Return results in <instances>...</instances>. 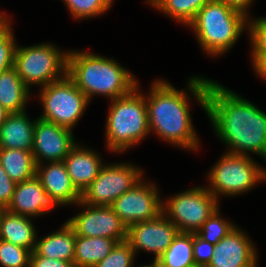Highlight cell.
Listing matches in <instances>:
<instances>
[{"label":"cell","instance_id":"1","mask_svg":"<svg viewBox=\"0 0 266 267\" xmlns=\"http://www.w3.org/2000/svg\"><path fill=\"white\" fill-rule=\"evenodd\" d=\"M206 115L225 152L256 154L266 161V112L235 91L209 79Z\"/></svg>","mask_w":266,"mask_h":267},{"label":"cell","instance_id":"2","mask_svg":"<svg viewBox=\"0 0 266 267\" xmlns=\"http://www.w3.org/2000/svg\"><path fill=\"white\" fill-rule=\"evenodd\" d=\"M208 81L201 75L192 76L187 90H179L165 79L152 81L145 94L150 133L176 148L198 151L201 144L190 113L189 94L206 111Z\"/></svg>","mask_w":266,"mask_h":267},{"label":"cell","instance_id":"3","mask_svg":"<svg viewBox=\"0 0 266 267\" xmlns=\"http://www.w3.org/2000/svg\"><path fill=\"white\" fill-rule=\"evenodd\" d=\"M67 75L90 102L96 95L109 100L126 96L138 84L136 76L113 57L87 50H69Z\"/></svg>","mask_w":266,"mask_h":267},{"label":"cell","instance_id":"4","mask_svg":"<svg viewBox=\"0 0 266 267\" xmlns=\"http://www.w3.org/2000/svg\"><path fill=\"white\" fill-rule=\"evenodd\" d=\"M248 17L220 0L208 1L187 26L202 51L216 58L227 54L247 31Z\"/></svg>","mask_w":266,"mask_h":267},{"label":"cell","instance_id":"5","mask_svg":"<svg viewBox=\"0 0 266 267\" xmlns=\"http://www.w3.org/2000/svg\"><path fill=\"white\" fill-rule=\"evenodd\" d=\"M139 85L126 96L109 100L105 146L113 154L125 153L150 135L146 97Z\"/></svg>","mask_w":266,"mask_h":267},{"label":"cell","instance_id":"6","mask_svg":"<svg viewBox=\"0 0 266 267\" xmlns=\"http://www.w3.org/2000/svg\"><path fill=\"white\" fill-rule=\"evenodd\" d=\"M206 174V187L219 201L222 196L235 197L248 193L266 181V168L257 163L252 155L225 151Z\"/></svg>","mask_w":266,"mask_h":267},{"label":"cell","instance_id":"7","mask_svg":"<svg viewBox=\"0 0 266 267\" xmlns=\"http://www.w3.org/2000/svg\"><path fill=\"white\" fill-rule=\"evenodd\" d=\"M69 50L43 42L29 46L16 45L14 67L26 87H45L67 75ZM35 85V86H34Z\"/></svg>","mask_w":266,"mask_h":267},{"label":"cell","instance_id":"8","mask_svg":"<svg viewBox=\"0 0 266 267\" xmlns=\"http://www.w3.org/2000/svg\"><path fill=\"white\" fill-rule=\"evenodd\" d=\"M38 92V101L43 109L38 117L72 131L91 103L68 75L40 88Z\"/></svg>","mask_w":266,"mask_h":267},{"label":"cell","instance_id":"9","mask_svg":"<svg viewBox=\"0 0 266 267\" xmlns=\"http://www.w3.org/2000/svg\"><path fill=\"white\" fill-rule=\"evenodd\" d=\"M219 202L205 185H199L163 198L162 213L176 225L179 232L196 233L220 209Z\"/></svg>","mask_w":266,"mask_h":267},{"label":"cell","instance_id":"10","mask_svg":"<svg viewBox=\"0 0 266 267\" xmlns=\"http://www.w3.org/2000/svg\"><path fill=\"white\" fill-rule=\"evenodd\" d=\"M143 168L131 162H109L81 193L80 201L87 205L112 206L122 194L144 178Z\"/></svg>","mask_w":266,"mask_h":267},{"label":"cell","instance_id":"11","mask_svg":"<svg viewBox=\"0 0 266 267\" xmlns=\"http://www.w3.org/2000/svg\"><path fill=\"white\" fill-rule=\"evenodd\" d=\"M145 177L112 204L115 213L128 228L155 219L162 214L163 200L158 186ZM161 195V196H160Z\"/></svg>","mask_w":266,"mask_h":267},{"label":"cell","instance_id":"12","mask_svg":"<svg viewBox=\"0 0 266 267\" xmlns=\"http://www.w3.org/2000/svg\"><path fill=\"white\" fill-rule=\"evenodd\" d=\"M75 206L81 211L66 221L74 229L76 235L105 237L118 242L127 240L128 228L111 206L87 205L81 201Z\"/></svg>","mask_w":266,"mask_h":267},{"label":"cell","instance_id":"13","mask_svg":"<svg viewBox=\"0 0 266 267\" xmlns=\"http://www.w3.org/2000/svg\"><path fill=\"white\" fill-rule=\"evenodd\" d=\"M178 233L176 225L162 213L155 219L130 225L127 230V241L135 254L140 251L148 252L153 254V260H157Z\"/></svg>","mask_w":266,"mask_h":267},{"label":"cell","instance_id":"14","mask_svg":"<svg viewBox=\"0 0 266 267\" xmlns=\"http://www.w3.org/2000/svg\"><path fill=\"white\" fill-rule=\"evenodd\" d=\"M33 157L36 164L62 162L77 144L72 130L36 117Z\"/></svg>","mask_w":266,"mask_h":267},{"label":"cell","instance_id":"15","mask_svg":"<svg viewBox=\"0 0 266 267\" xmlns=\"http://www.w3.org/2000/svg\"><path fill=\"white\" fill-rule=\"evenodd\" d=\"M247 234L236 225L215 245L206 267H258V250Z\"/></svg>","mask_w":266,"mask_h":267},{"label":"cell","instance_id":"16","mask_svg":"<svg viewBox=\"0 0 266 267\" xmlns=\"http://www.w3.org/2000/svg\"><path fill=\"white\" fill-rule=\"evenodd\" d=\"M62 207L34 177L16 184L11 202L6 210L14 214L38 218Z\"/></svg>","mask_w":266,"mask_h":267},{"label":"cell","instance_id":"17","mask_svg":"<svg viewBox=\"0 0 266 267\" xmlns=\"http://www.w3.org/2000/svg\"><path fill=\"white\" fill-rule=\"evenodd\" d=\"M36 176L41 181L45 191L62 207L75 206L80 201L81 193L71 182L63 161L36 164Z\"/></svg>","mask_w":266,"mask_h":267},{"label":"cell","instance_id":"18","mask_svg":"<svg viewBox=\"0 0 266 267\" xmlns=\"http://www.w3.org/2000/svg\"><path fill=\"white\" fill-rule=\"evenodd\" d=\"M87 147L77 142L63 161L71 182L80 193L92 183L105 165L102 155Z\"/></svg>","mask_w":266,"mask_h":267},{"label":"cell","instance_id":"19","mask_svg":"<svg viewBox=\"0 0 266 267\" xmlns=\"http://www.w3.org/2000/svg\"><path fill=\"white\" fill-rule=\"evenodd\" d=\"M27 111L9 113L0 126V148L33 151L36 118H29Z\"/></svg>","mask_w":266,"mask_h":267},{"label":"cell","instance_id":"20","mask_svg":"<svg viewBox=\"0 0 266 267\" xmlns=\"http://www.w3.org/2000/svg\"><path fill=\"white\" fill-rule=\"evenodd\" d=\"M76 233L67 223H63L57 231L49 232L42 238L36 237L35 248L31 255H40L73 263Z\"/></svg>","mask_w":266,"mask_h":267},{"label":"cell","instance_id":"21","mask_svg":"<svg viewBox=\"0 0 266 267\" xmlns=\"http://www.w3.org/2000/svg\"><path fill=\"white\" fill-rule=\"evenodd\" d=\"M32 220L31 217L5 210L0 221V240L24 247L32 252L38 234Z\"/></svg>","mask_w":266,"mask_h":267},{"label":"cell","instance_id":"22","mask_svg":"<svg viewBox=\"0 0 266 267\" xmlns=\"http://www.w3.org/2000/svg\"><path fill=\"white\" fill-rule=\"evenodd\" d=\"M31 96L14 66L0 73V104L9 113L26 111Z\"/></svg>","mask_w":266,"mask_h":267},{"label":"cell","instance_id":"23","mask_svg":"<svg viewBox=\"0 0 266 267\" xmlns=\"http://www.w3.org/2000/svg\"><path fill=\"white\" fill-rule=\"evenodd\" d=\"M117 243V240L111 238L76 235L74 267H94L113 250Z\"/></svg>","mask_w":266,"mask_h":267},{"label":"cell","instance_id":"24","mask_svg":"<svg viewBox=\"0 0 266 267\" xmlns=\"http://www.w3.org/2000/svg\"><path fill=\"white\" fill-rule=\"evenodd\" d=\"M0 164L16 184L36 175V163L30 151L0 148Z\"/></svg>","mask_w":266,"mask_h":267},{"label":"cell","instance_id":"25","mask_svg":"<svg viewBox=\"0 0 266 267\" xmlns=\"http://www.w3.org/2000/svg\"><path fill=\"white\" fill-rule=\"evenodd\" d=\"M208 1L210 0H146L145 2L149 7L187 27Z\"/></svg>","mask_w":266,"mask_h":267},{"label":"cell","instance_id":"26","mask_svg":"<svg viewBox=\"0 0 266 267\" xmlns=\"http://www.w3.org/2000/svg\"><path fill=\"white\" fill-rule=\"evenodd\" d=\"M157 262L160 267H197L193 258V233L179 232Z\"/></svg>","mask_w":266,"mask_h":267},{"label":"cell","instance_id":"27","mask_svg":"<svg viewBox=\"0 0 266 267\" xmlns=\"http://www.w3.org/2000/svg\"><path fill=\"white\" fill-rule=\"evenodd\" d=\"M61 1V0H60ZM68 13L75 20H85L104 15L113 6L114 0H62Z\"/></svg>","mask_w":266,"mask_h":267},{"label":"cell","instance_id":"28","mask_svg":"<svg viewBox=\"0 0 266 267\" xmlns=\"http://www.w3.org/2000/svg\"><path fill=\"white\" fill-rule=\"evenodd\" d=\"M220 211L219 209L209 217L196 232L201 238L213 245H216L236 226L235 222L232 223L229 218H223Z\"/></svg>","mask_w":266,"mask_h":267},{"label":"cell","instance_id":"29","mask_svg":"<svg viewBox=\"0 0 266 267\" xmlns=\"http://www.w3.org/2000/svg\"><path fill=\"white\" fill-rule=\"evenodd\" d=\"M12 18L0 24V73L14 66V53L17 45Z\"/></svg>","mask_w":266,"mask_h":267},{"label":"cell","instance_id":"30","mask_svg":"<svg viewBox=\"0 0 266 267\" xmlns=\"http://www.w3.org/2000/svg\"><path fill=\"white\" fill-rule=\"evenodd\" d=\"M31 253L29 249L0 240L1 267H29Z\"/></svg>","mask_w":266,"mask_h":267},{"label":"cell","instance_id":"31","mask_svg":"<svg viewBox=\"0 0 266 267\" xmlns=\"http://www.w3.org/2000/svg\"><path fill=\"white\" fill-rule=\"evenodd\" d=\"M251 45V56L266 55V17H248L247 33Z\"/></svg>","mask_w":266,"mask_h":267},{"label":"cell","instance_id":"32","mask_svg":"<svg viewBox=\"0 0 266 267\" xmlns=\"http://www.w3.org/2000/svg\"><path fill=\"white\" fill-rule=\"evenodd\" d=\"M136 254L130 243L125 240L118 242L113 250L94 267H133Z\"/></svg>","mask_w":266,"mask_h":267},{"label":"cell","instance_id":"33","mask_svg":"<svg viewBox=\"0 0 266 267\" xmlns=\"http://www.w3.org/2000/svg\"><path fill=\"white\" fill-rule=\"evenodd\" d=\"M215 245L193 233V258L197 267H206L211 261Z\"/></svg>","mask_w":266,"mask_h":267},{"label":"cell","instance_id":"34","mask_svg":"<svg viewBox=\"0 0 266 267\" xmlns=\"http://www.w3.org/2000/svg\"><path fill=\"white\" fill-rule=\"evenodd\" d=\"M16 183L11 180L9 175L5 172L4 168L0 164V207L8 208Z\"/></svg>","mask_w":266,"mask_h":267},{"label":"cell","instance_id":"35","mask_svg":"<svg viewBox=\"0 0 266 267\" xmlns=\"http://www.w3.org/2000/svg\"><path fill=\"white\" fill-rule=\"evenodd\" d=\"M29 267H74V264L68 261L52 259L40 255H31Z\"/></svg>","mask_w":266,"mask_h":267},{"label":"cell","instance_id":"36","mask_svg":"<svg viewBox=\"0 0 266 267\" xmlns=\"http://www.w3.org/2000/svg\"><path fill=\"white\" fill-rule=\"evenodd\" d=\"M251 67L254 73L261 78V80H266V55L264 56H251Z\"/></svg>","mask_w":266,"mask_h":267},{"label":"cell","instance_id":"37","mask_svg":"<svg viewBox=\"0 0 266 267\" xmlns=\"http://www.w3.org/2000/svg\"><path fill=\"white\" fill-rule=\"evenodd\" d=\"M227 4L228 6H231L232 8L239 10L243 12L247 17H250L251 9L250 7L253 6L252 4L255 2V0H220Z\"/></svg>","mask_w":266,"mask_h":267},{"label":"cell","instance_id":"38","mask_svg":"<svg viewBox=\"0 0 266 267\" xmlns=\"http://www.w3.org/2000/svg\"><path fill=\"white\" fill-rule=\"evenodd\" d=\"M9 112L0 104V126L5 121Z\"/></svg>","mask_w":266,"mask_h":267},{"label":"cell","instance_id":"39","mask_svg":"<svg viewBox=\"0 0 266 267\" xmlns=\"http://www.w3.org/2000/svg\"><path fill=\"white\" fill-rule=\"evenodd\" d=\"M7 11L3 12L0 11V24H3L4 22H6L8 19H10V15L8 13H6Z\"/></svg>","mask_w":266,"mask_h":267},{"label":"cell","instance_id":"40","mask_svg":"<svg viewBox=\"0 0 266 267\" xmlns=\"http://www.w3.org/2000/svg\"><path fill=\"white\" fill-rule=\"evenodd\" d=\"M136 267H160V265L157 262V260H153L150 264L140 265V266H136Z\"/></svg>","mask_w":266,"mask_h":267},{"label":"cell","instance_id":"41","mask_svg":"<svg viewBox=\"0 0 266 267\" xmlns=\"http://www.w3.org/2000/svg\"><path fill=\"white\" fill-rule=\"evenodd\" d=\"M5 210H6L5 208L0 207V221Z\"/></svg>","mask_w":266,"mask_h":267}]
</instances>
